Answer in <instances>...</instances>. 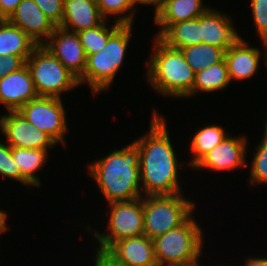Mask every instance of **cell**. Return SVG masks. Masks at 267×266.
<instances>
[{
  "label": "cell",
  "instance_id": "6da1fadb",
  "mask_svg": "<svg viewBox=\"0 0 267 266\" xmlns=\"http://www.w3.org/2000/svg\"><path fill=\"white\" fill-rule=\"evenodd\" d=\"M148 134L134 142L139 149L141 190L143 196L183 193L179 185L178 161L169 136L166 118L153 110Z\"/></svg>",
  "mask_w": 267,
  "mask_h": 266
},
{
  "label": "cell",
  "instance_id": "7a4b0ae2",
  "mask_svg": "<svg viewBox=\"0 0 267 266\" xmlns=\"http://www.w3.org/2000/svg\"><path fill=\"white\" fill-rule=\"evenodd\" d=\"M88 172L108 203L129 201L143 196L139 149L134 141L93 161Z\"/></svg>",
  "mask_w": 267,
  "mask_h": 266
},
{
  "label": "cell",
  "instance_id": "3957f363",
  "mask_svg": "<svg viewBox=\"0 0 267 266\" xmlns=\"http://www.w3.org/2000/svg\"><path fill=\"white\" fill-rule=\"evenodd\" d=\"M153 52L146 61V81L157 93L174 98L193 96L195 73L180 49L167 46L154 37Z\"/></svg>",
  "mask_w": 267,
  "mask_h": 266
},
{
  "label": "cell",
  "instance_id": "277c9868",
  "mask_svg": "<svg viewBox=\"0 0 267 266\" xmlns=\"http://www.w3.org/2000/svg\"><path fill=\"white\" fill-rule=\"evenodd\" d=\"M133 25H122L99 52L87 55L83 75L78 79L79 85L90 87L93 95L106 91L112 86L115 75L123 65Z\"/></svg>",
  "mask_w": 267,
  "mask_h": 266
},
{
  "label": "cell",
  "instance_id": "5b68a950",
  "mask_svg": "<svg viewBox=\"0 0 267 266\" xmlns=\"http://www.w3.org/2000/svg\"><path fill=\"white\" fill-rule=\"evenodd\" d=\"M203 231L193 214L180 226L153 239L158 266H189L199 262Z\"/></svg>",
  "mask_w": 267,
  "mask_h": 266
},
{
  "label": "cell",
  "instance_id": "8992f818",
  "mask_svg": "<svg viewBox=\"0 0 267 266\" xmlns=\"http://www.w3.org/2000/svg\"><path fill=\"white\" fill-rule=\"evenodd\" d=\"M35 91L38 97L61 98L63 93L79 85L70 72L44 45H38L27 58Z\"/></svg>",
  "mask_w": 267,
  "mask_h": 266
},
{
  "label": "cell",
  "instance_id": "52a82bcc",
  "mask_svg": "<svg viewBox=\"0 0 267 266\" xmlns=\"http://www.w3.org/2000/svg\"><path fill=\"white\" fill-rule=\"evenodd\" d=\"M182 193L143 196L144 235L150 239L183 224L194 212L195 203Z\"/></svg>",
  "mask_w": 267,
  "mask_h": 266
},
{
  "label": "cell",
  "instance_id": "ba28073f",
  "mask_svg": "<svg viewBox=\"0 0 267 266\" xmlns=\"http://www.w3.org/2000/svg\"><path fill=\"white\" fill-rule=\"evenodd\" d=\"M109 206L108 233L94 231V237L100 244L97 250L100 251H106L118 240L144 234L143 196L129 201L111 202Z\"/></svg>",
  "mask_w": 267,
  "mask_h": 266
},
{
  "label": "cell",
  "instance_id": "9c48e42d",
  "mask_svg": "<svg viewBox=\"0 0 267 266\" xmlns=\"http://www.w3.org/2000/svg\"><path fill=\"white\" fill-rule=\"evenodd\" d=\"M18 112L37 129L49 134L58 144L65 145L68 125L62 98L37 97L24 104Z\"/></svg>",
  "mask_w": 267,
  "mask_h": 266
},
{
  "label": "cell",
  "instance_id": "30bf717a",
  "mask_svg": "<svg viewBox=\"0 0 267 266\" xmlns=\"http://www.w3.org/2000/svg\"><path fill=\"white\" fill-rule=\"evenodd\" d=\"M0 130L11 147L49 151L58 145L49 134L30 124L18 111L1 115Z\"/></svg>",
  "mask_w": 267,
  "mask_h": 266
},
{
  "label": "cell",
  "instance_id": "8fae6325",
  "mask_svg": "<svg viewBox=\"0 0 267 266\" xmlns=\"http://www.w3.org/2000/svg\"><path fill=\"white\" fill-rule=\"evenodd\" d=\"M237 137V138H236ZM228 136L212 148L194 167L210 171H235L247 166L248 140L246 136Z\"/></svg>",
  "mask_w": 267,
  "mask_h": 266
},
{
  "label": "cell",
  "instance_id": "7c38bea8",
  "mask_svg": "<svg viewBox=\"0 0 267 266\" xmlns=\"http://www.w3.org/2000/svg\"><path fill=\"white\" fill-rule=\"evenodd\" d=\"M43 45L78 79L83 75L87 56L76 32L56 26Z\"/></svg>",
  "mask_w": 267,
  "mask_h": 266
},
{
  "label": "cell",
  "instance_id": "4fadbf2b",
  "mask_svg": "<svg viewBox=\"0 0 267 266\" xmlns=\"http://www.w3.org/2000/svg\"><path fill=\"white\" fill-rule=\"evenodd\" d=\"M7 21L22 29L38 45H43L56 28L33 0H22Z\"/></svg>",
  "mask_w": 267,
  "mask_h": 266
},
{
  "label": "cell",
  "instance_id": "5bb4252c",
  "mask_svg": "<svg viewBox=\"0 0 267 266\" xmlns=\"http://www.w3.org/2000/svg\"><path fill=\"white\" fill-rule=\"evenodd\" d=\"M37 97L32 76L26 64L0 79V103L7 111H18L24 104Z\"/></svg>",
  "mask_w": 267,
  "mask_h": 266
},
{
  "label": "cell",
  "instance_id": "9a60e30c",
  "mask_svg": "<svg viewBox=\"0 0 267 266\" xmlns=\"http://www.w3.org/2000/svg\"><path fill=\"white\" fill-rule=\"evenodd\" d=\"M105 252L125 266H158L154 242L144 234L118 240Z\"/></svg>",
  "mask_w": 267,
  "mask_h": 266
},
{
  "label": "cell",
  "instance_id": "2e32d148",
  "mask_svg": "<svg viewBox=\"0 0 267 266\" xmlns=\"http://www.w3.org/2000/svg\"><path fill=\"white\" fill-rule=\"evenodd\" d=\"M201 25V43L223 48H230L240 37L233 25L232 18L226 13L210 8L199 16Z\"/></svg>",
  "mask_w": 267,
  "mask_h": 266
},
{
  "label": "cell",
  "instance_id": "e0dca14e",
  "mask_svg": "<svg viewBox=\"0 0 267 266\" xmlns=\"http://www.w3.org/2000/svg\"><path fill=\"white\" fill-rule=\"evenodd\" d=\"M246 40L240 37L230 48L225 51V63L230 81L246 80L258 71L261 60V50L249 46Z\"/></svg>",
  "mask_w": 267,
  "mask_h": 266
},
{
  "label": "cell",
  "instance_id": "ac0fdd59",
  "mask_svg": "<svg viewBox=\"0 0 267 266\" xmlns=\"http://www.w3.org/2000/svg\"><path fill=\"white\" fill-rule=\"evenodd\" d=\"M104 20L96 0H64V12L59 26L78 33L94 28Z\"/></svg>",
  "mask_w": 267,
  "mask_h": 266
},
{
  "label": "cell",
  "instance_id": "d6986e66",
  "mask_svg": "<svg viewBox=\"0 0 267 266\" xmlns=\"http://www.w3.org/2000/svg\"><path fill=\"white\" fill-rule=\"evenodd\" d=\"M203 0H166L161 9L154 14V22L160 28L155 35L159 37L171 24L196 19L210 7L203 6Z\"/></svg>",
  "mask_w": 267,
  "mask_h": 266
},
{
  "label": "cell",
  "instance_id": "ffe728a7",
  "mask_svg": "<svg viewBox=\"0 0 267 266\" xmlns=\"http://www.w3.org/2000/svg\"><path fill=\"white\" fill-rule=\"evenodd\" d=\"M37 46L22 29L7 20H0V57L15 55L26 62Z\"/></svg>",
  "mask_w": 267,
  "mask_h": 266
},
{
  "label": "cell",
  "instance_id": "44dd1931",
  "mask_svg": "<svg viewBox=\"0 0 267 266\" xmlns=\"http://www.w3.org/2000/svg\"><path fill=\"white\" fill-rule=\"evenodd\" d=\"M158 38L174 49H182L201 43L199 17L171 24Z\"/></svg>",
  "mask_w": 267,
  "mask_h": 266
},
{
  "label": "cell",
  "instance_id": "7402d4cb",
  "mask_svg": "<svg viewBox=\"0 0 267 266\" xmlns=\"http://www.w3.org/2000/svg\"><path fill=\"white\" fill-rule=\"evenodd\" d=\"M12 157L19 167L22 177L32 186H41L40 178L35 174L48 159V151L12 147Z\"/></svg>",
  "mask_w": 267,
  "mask_h": 266
},
{
  "label": "cell",
  "instance_id": "603a6c76",
  "mask_svg": "<svg viewBox=\"0 0 267 266\" xmlns=\"http://www.w3.org/2000/svg\"><path fill=\"white\" fill-rule=\"evenodd\" d=\"M225 129L219 125H207L200 127L190 142V151L193 159L187 162L193 167L215 146L219 145L228 135Z\"/></svg>",
  "mask_w": 267,
  "mask_h": 266
},
{
  "label": "cell",
  "instance_id": "cb8c5ba5",
  "mask_svg": "<svg viewBox=\"0 0 267 266\" xmlns=\"http://www.w3.org/2000/svg\"><path fill=\"white\" fill-rule=\"evenodd\" d=\"M180 50L194 73L200 72L211 65L218 64L225 58V50L223 48L205 43L187 46Z\"/></svg>",
  "mask_w": 267,
  "mask_h": 266
},
{
  "label": "cell",
  "instance_id": "d4e9b609",
  "mask_svg": "<svg viewBox=\"0 0 267 266\" xmlns=\"http://www.w3.org/2000/svg\"><path fill=\"white\" fill-rule=\"evenodd\" d=\"M230 78L225 60L195 73L193 96L198 92H216L228 87Z\"/></svg>",
  "mask_w": 267,
  "mask_h": 266
},
{
  "label": "cell",
  "instance_id": "484cf974",
  "mask_svg": "<svg viewBox=\"0 0 267 266\" xmlns=\"http://www.w3.org/2000/svg\"><path fill=\"white\" fill-rule=\"evenodd\" d=\"M108 20H104L100 25L78 32L85 54L91 55L101 51L107 44L108 39L122 26L115 22L111 27H107Z\"/></svg>",
  "mask_w": 267,
  "mask_h": 266
},
{
  "label": "cell",
  "instance_id": "4316f807",
  "mask_svg": "<svg viewBox=\"0 0 267 266\" xmlns=\"http://www.w3.org/2000/svg\"><path fill=\"white\" fill-rule=\"evenodd\" d=\"M96 3L100 14L105 20H107L110 15H114L116 17L115 22L117 23L122 25L133 24L136 12L133 0H96Z\"/></svg>",
  "mask_w": 267,
  "mask_h": 266
},
{
  "label": "cell",
  "instance_id": "83f0119b",
  "mask_svg": "<svg viewBox=\"0 0 267 266\" xmlns=\"http://www.w3.org/2000/svg\"><path fill=\"white\" fill-rule=\"evenodd\" d=\"M256 148L250 167V185H267V130Z\"/></svg>",
  "mask_w": 267,
  "mask_h": 266
},
{
  "label": "cell",
  "instance_id": "f1b7e54d",
  "mask_svg": "<svg viewBox=\"0 0 267 266\" xmlns=\"http://www.w3.org/2000/svg\"><path fill=\"white\" fill-rule=\"evenodd\" d=\"M0 176L16 180L27 188L32 186L22 177L18 165L12 157V147L0 140Z\"/></svg>",
  "mask_w": 267,
  "mask_h": 266
},
{
  "label": "cell",
  "instance_id": "f546056e",
  "mask_svg": "<svg viewBox=\"0 0 267 266\" xmlns=\"http://www.w3.org/2000/svg\"><path fill=\"white\" fill-rule=\"evenodd\" d=\"M250 2L256 32L262 40L267 37V0H251Z\"/></svg>",
  "mask_w": 267,
  "mask_h": 266
},
{
  "label": "cell",
  "instance_id": "4dcf8cb0",
  "mask_svg": "<svg viewBox=\"0 0 267 266\" xmlns=\"http://www.w3.org/2000/svg\"><path fill=\"white\" fill-rule=\"evenodd\" d=\"M42 12L56 25L59 26L64 12V0H33Z\"/></svg>",
  "mask_w": 267,
  "mask_h": 266
},
{
  "label": "cell",
  "instance_id": "1f68e13d",
  "mask_svg": "<svg viewBox=\"0 0 267 266\" xmlns=\"http://www.w3.org/2000/svg\"><path fill=\"white\" fill-rule=\"evenodd\" d=\"M25 64L26 62L20 56L6 55L0 57V79L7 74L19 70Z\"/></svg>",
  "mask_w": 267,
  "mask_h": 266
},
{
  "label": "cell",
  "instance_id": "d6a6232c",
  "mask_svg": "<svg viewBox=\"0 0 267 266\" xmlns=\"http://www.w3.org/2000/svg\"><path fill=\"white\" fill-rule=\"evenodd\" d=\"M22 0H0V20H7Z\"/></svg>",
  "mask_w": 267,
  "mask_h": 266
},
{
  "label": "cell",
  "instance_id": "836d02e7",
  "mask_svg": "<svg viewBox=\"0 0 267 266\" xmlns=\"http://www.w3.org/2000/svg\"><path fill=\"white\" fill-rule=\"evenodd\" d=\"M94 266H125L116 262L109 254L105 251L95 250Z\"/></svg>",
  "mask_w": 267,
  "mask_h": 266
},
{
  "label": "cell",
  "instance_id": "e575fe53",
  "mask_svg": "<svg viewBox=\"0 0 267 266\" xmlns=\"http://www.w3.org/2000/svg\"><path fill=\"white\" fill-rule=\"evenodd\" d=\"M166 0H133V5L136 7L138 4L141 5H154L155 14L161 9Z\"/></svg>",
  "mask_w": 267,
  "mask_h": 266
},
{
  "label": "cell",
  "instance_id": "d590c367",
  "mask_svg": "<svg viewBox=\"0 0 267 266\" xmlns=\"http://www.w3.org/2000/svg\"><path fill=\"white\" fill-rule=\"evenodd\" d=\"M245 266H267V257H249L245 260Z\"/></svg>",
  "mask_w": 267,
  "mask_h": 266
},
{
  "label": "cell",
  "instance_id": "8d00e7d4",
  "mask_svg": "<svg viewBox=\"0 0 267 266\" xmlns=\"http://www.w3.org/2000/svg\"><path fill=\"white\" fill-rule=\"evenodd\" d=\"M7 211H3L2 209L0 210V236L1 234H4L7 229H8V225L6 224V220H7Z\"/></svg>",
  "mask_w": 267,
  "mask_h": 266
},
{
  "label": "cell",
  "instance_id": "74e56055",
  "mask_svg": "<svg viewBox=\"0 0 267 266\" xmlns=\"http://www.w3.org/2000/svg\"><path fill=\"white\" fill-rule=\"evenodd\" d=\"M263 46L265 47V50L267 51V37H265L264 39L261 40ZM265 51V54L267 55V52ZM267 58V56H266ZM267 64V63H265Z\"/></svg>",
  "mask_w": 267,
  "mask_h": 266
},
{
  "label": "cell",
  "instance_id": "f35d334b",
  "mask_svg": "<svg viewBox=\"0 0 267 266\" xmlns=\"http://www.w3.org/2000/svg\"><path fill=\"white\" fill-rule=\"evenodd\" d=\"M264 130H267V113H266V121H265V124H264Z\"/></svg>",
  "mask_w": 267,
  "mask_h": 266
},
{
  "label": "cell",
  "instance_id": "ab89813d",
  "mask_svg": "<svg viewBox=\"0 0 267 266\" xmlns=\"http://www.w3.org/2000/svg\"><path fill=\"white\" fill-rule=\"evenodd\" d=\"M189 266H200V264H199V262H197V263L189 265Z\"/></svg>",
  "mask_w": 267,
  "mask_h": 266
}]
</instances>
